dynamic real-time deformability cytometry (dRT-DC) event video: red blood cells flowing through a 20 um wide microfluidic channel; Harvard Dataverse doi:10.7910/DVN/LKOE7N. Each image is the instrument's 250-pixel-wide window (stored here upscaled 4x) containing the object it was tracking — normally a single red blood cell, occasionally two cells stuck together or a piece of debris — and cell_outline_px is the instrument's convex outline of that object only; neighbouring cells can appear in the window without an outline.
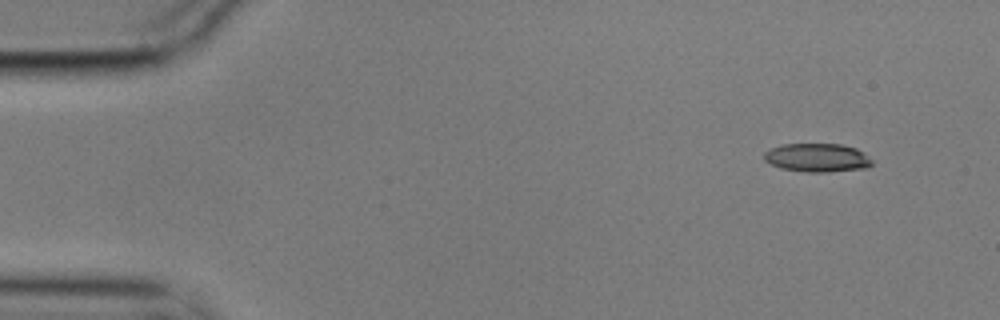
{"species": "common noctule bat (a hibernating species)", "species_latin": "Nyctalus noctula", "temperature_condition": "cold", "stored_images_in_passage": 4, "camera_frame_rate_fps": 3000, "um_per_image_px": 0.085, "animal": {"sex": "male", "body_mass_g": 17.9}, "frame": {"image": 1, "passage_image": 1, "time_ms": 0.0, "image_size_px": [1000, 320], "cell_outline_px": [[872, 164], [868, 168], [828, 172], [808, 172], [780, 168], [764, 160], [764, 152], [772, 148], [784, 144], [840, 144], [856, 148], [864, 152], [872, 160]], "centroid_in_image_um": [69.5, 13.41], "position_along_channel_um": 15.5, "area_um2": 17.98}}
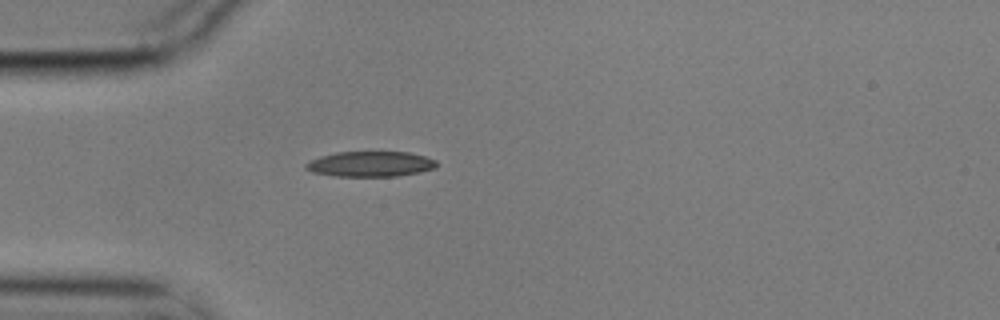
{"frame": {"image": 2, "passage_image": 4, "time_ms": 1.0, "image_size_px": [1000, 320], "cell_outline_px": [[440, 164], [436, 168], [420, 172], [396, 176], [336, 176], [312, 172], [304, 168], [304, 164], [320, 156], [336, 152], [408, 152], [424, 156], [436, 160]], "centroid_in_image_um": [31.51, 13.94], "position_along_channel_um": 53.5, "area_um2": 19.36}}